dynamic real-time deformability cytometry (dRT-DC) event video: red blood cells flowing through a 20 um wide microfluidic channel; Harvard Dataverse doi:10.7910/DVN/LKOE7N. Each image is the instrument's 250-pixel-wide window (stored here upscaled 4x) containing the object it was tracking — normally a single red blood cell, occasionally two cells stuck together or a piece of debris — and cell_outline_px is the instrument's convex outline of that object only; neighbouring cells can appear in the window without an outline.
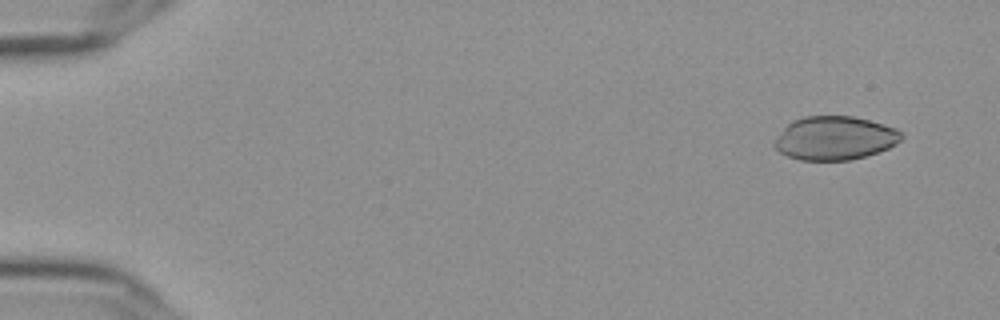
{"species": "Egyptian fruit bat (a non-hibernating species)", "species_latin": "Rousettus aegyptiacus", "temperature_condition": "cold", "stored_images_in_passage": 53, "camera_frame_rate_fps": 3000, "um_per_image_px": 0.085, "frame": {"image": 1, "passage_image": 1, "time_ms": 0.0, "image_size_px": [1000, 320], "cell_outline_px": [[904, 136], [896, 144], [888, 148], [864, 156], [848, 160], [800, 160], [788, 156], [780, 152], [772, 144], [784, 128], [792, 120], [804, 116], [852, 116], [868, 120], [896, 128]], "centroid_in_image_um": [70.94, 11.73], "position_along_channel_um": 14.1, "area_um2": 32.02}}
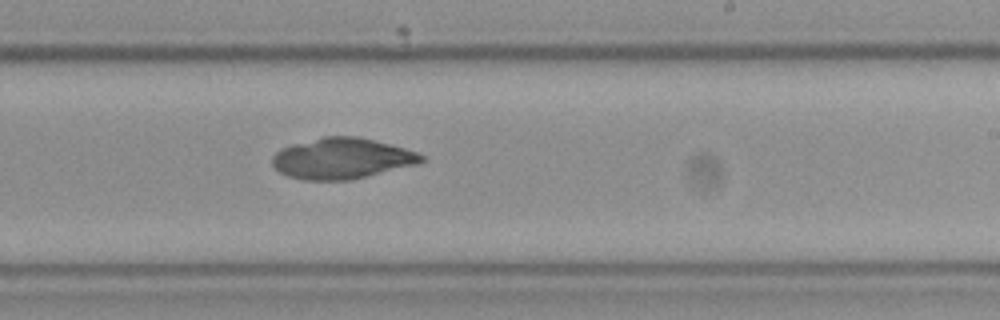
{"frame": {"image": 2, "passage_image": 32, "time_ms": 10.333, "image_size_px": [1000, 320], "cell_outline_px": [[424, 160], [416, 164], [352, 180], [304, 180], [288, 176], [280, 172], [272, 164], [272, 156], [276, 152], [292, 144], [324, 136], [356, 136], [404, 148], [416, 152], [424, 156]], "centroid_in_image_um": [29.03, 13.47], "position_along_channel_um": 260.0, "area_um2": 35.14}}
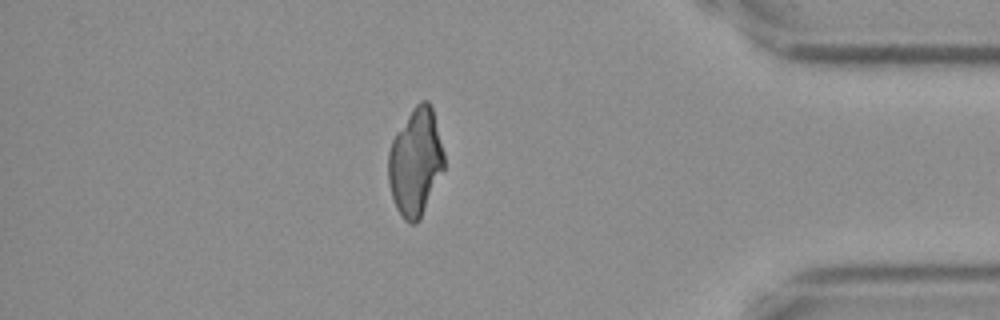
{"frame": {"image": 3, "passage_image": 46, "time_ms": 15.0, "image_size_px": [1000, 320], "cell_outline_px": [[444, 168], [420, 220], [416, 224], [408, 224], [404, 220], [396, 208], [388, 184], [388, 152], [392, 140], [396, 132], [412, 108], [420, 100], [428, 100], [432, 108], [444, 152]], "centroid_in_image_um": [35.3, 13.79], "position_along_channel_um": 399.9, "area_um2": 35.03}}